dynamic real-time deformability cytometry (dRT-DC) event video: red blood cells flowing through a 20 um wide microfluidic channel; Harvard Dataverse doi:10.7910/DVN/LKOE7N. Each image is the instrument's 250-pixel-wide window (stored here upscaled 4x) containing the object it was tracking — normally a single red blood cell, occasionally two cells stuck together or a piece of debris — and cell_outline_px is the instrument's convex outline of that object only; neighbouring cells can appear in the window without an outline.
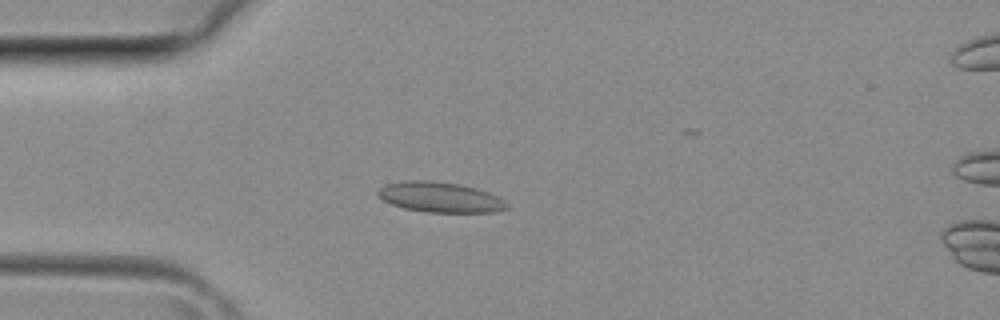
{"species": "common noctule bat (a hibernating species)", "species_latin": "Nyctalus noctula", "temperature_condition": "room temperature", "stored_images_in_passage": 37, "camera_frame_rate_fps": 3000, "um_per_image_px": 0.085, "animal": {"sex": "female", "body_mass_g": 29.2, "forearm_length_mm": 56.3}, "frame": {"image": 1, "passage_image": 9, "time_ms": 2.667, "image_size_px": [1000, 320], "cell_outline_px": [[508, 208], [492, 212], [428, 212], [404, 208], [392, 204], [384, 200], [376, 192], [380, 188], [388, 184], [408, 180], [424, 180], [460, 184], [476, 188], [488, 192], [504, 200], [508, 204]], "centroid_in_image_um": [37.43, 16.76], "position_along_channel_um": 47.6, "area_um2": 22.43}}
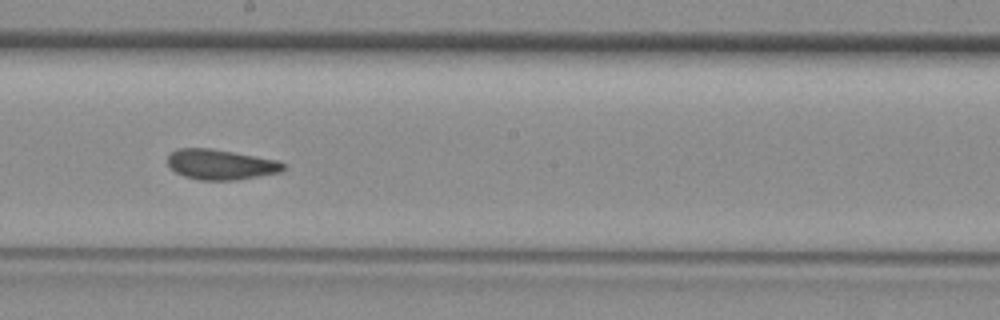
{"frame": {"image": 2, "passage_image": 20, "time_ms": 6.333, "image_size_px": [1000, 320], "cell_outline_px": [[284, 168], [280, 172], [236, 180], [200, 180], [184, 176], [176, 172], [168, 164], [168, 156], [172, 152], [180, 148], [212, 148], [276, 160], [284, 164]], "centroid_in_image_um": [18.74, 13.98], "position_along_channel_um": 229.5, "area_um2": 20.11}}
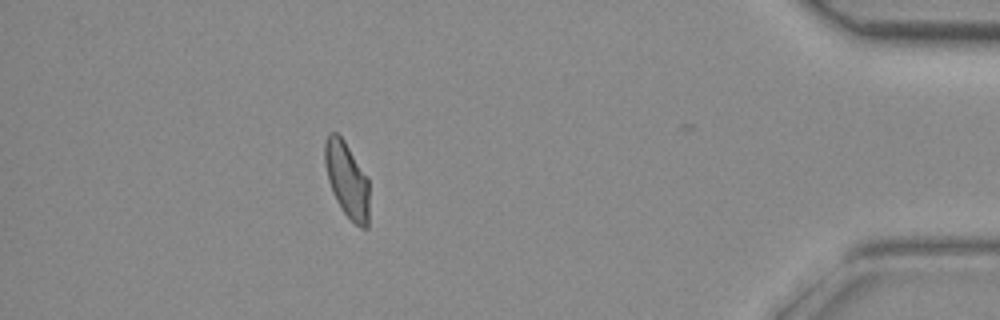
{"frame": {"image": 3, "passage_image": 33, "time_ms": 10.667, "image_size_px": [1000, 320], "cell_outline_px": [[368, 228], [360, 228], [344, 212], [336, 200], [332, 192], [328, 180], [324, 160], [324, 144], [328, 132], [336, 132], [344, 140], [368, 180]], "centroid_in_image_um": [29.46, 15.26], "position_along_channel_um": 405.7, "area_um2": 19.25}}